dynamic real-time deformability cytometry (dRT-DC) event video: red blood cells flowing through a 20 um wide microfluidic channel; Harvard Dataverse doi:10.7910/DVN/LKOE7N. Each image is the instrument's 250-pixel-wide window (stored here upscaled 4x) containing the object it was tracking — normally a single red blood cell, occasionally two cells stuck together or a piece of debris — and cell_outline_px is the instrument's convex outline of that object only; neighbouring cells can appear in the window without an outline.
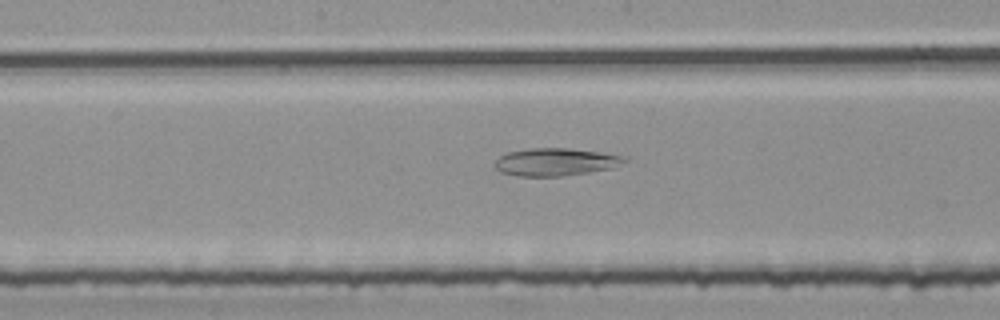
{"species": "common noctule bat (a hibernating species)", "species_latin": "Nyctalus noctula", "temperature_condition": "room temperature", "stored_images_in_passage": 55, "camera_frame_rate_fps": 3000, "um_per_image_px": 0.085, "animal": {"sex": "female", "body_mass_g": 25.1}, "frame": {"image": 1, "passage_image": 28, "time_ms": 9.0, "image_size_px": [1000, 320], "cell_outline_px": [[628, 160], [612, 168], [564, 176], [516, 176], [500, 172], [492, 164], [500, 156], [508, 152], [532, 148], [568, 148], [596, 152], [620, 156]], "centroid_in_image_um": [47.14, 13.78], "position_along_channel_um": 201.1, "area_um2": 20.63}}
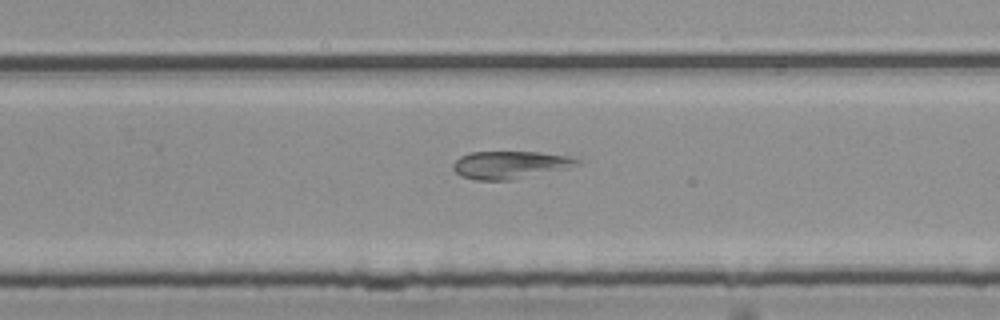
{"frame": {"image": 2, "passage_image": 35, "time_ms": 11.333, "image_size_px": [1000, 320], "cell_outline_px": [[580, 160], [568, 168], [512, 180], [476, 180], [460, 176], [452, 168], [452, 164], [460, 156], [468, 152], [536, 152], [568, 156]], "centroid_in_image_um": [43.27, 14.01], "position_along_channel_um": 286.5, "area_um2": 19.83}}
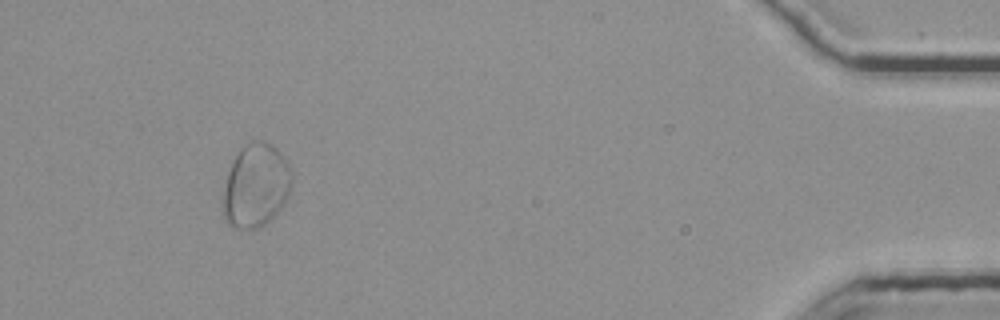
{"frame": {"image": 3, "passage_image": 51, "time_ms": 16.667, "image_size_px": [1000, 320], "cell_outline_px": [[292, 184], [288, 196], [280, 208], [264, 224], [256, 228], [232, 228], [228, 224], [224, 212], [224, 188], [228, 172], [240, 148], [252, 140], [264, 140], [272, 144], [280, 152], [292, 168]], "centroid_in_image_um": [21.78, 15.73], "position_along_channel_um": 413.4, "area_um2": 33.23}}